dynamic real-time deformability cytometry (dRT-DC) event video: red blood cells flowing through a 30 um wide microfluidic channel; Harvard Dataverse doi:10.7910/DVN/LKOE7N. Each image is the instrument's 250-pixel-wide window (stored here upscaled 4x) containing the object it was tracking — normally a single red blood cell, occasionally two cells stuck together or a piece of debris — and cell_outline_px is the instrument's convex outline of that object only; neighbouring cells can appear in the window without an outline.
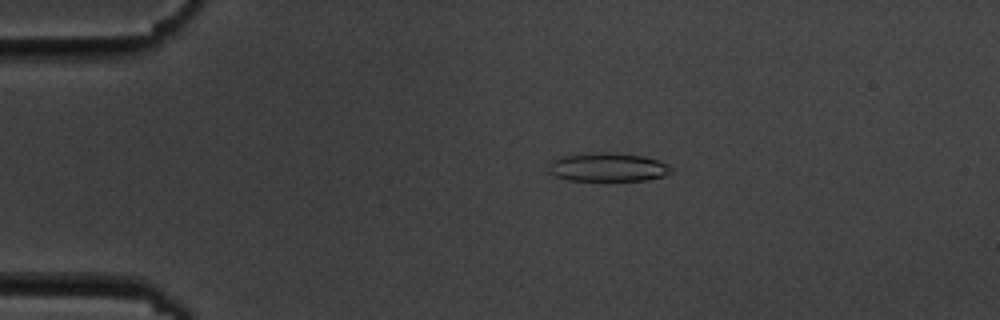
{"species": "common noctule bat (a hibernating species)", "species_latin": "Nyctalus noctula", "temperature_condition": "cold", "stored_images_in_passage": 6, "camera_frame_rate_fps": 3000, "um_per_image_px": 0.085, "animal": {"sex": "male", "body_mass_g": 19.5, "forearm_length_mm": 54.6}, "frame": {"image": 1, "passage_image": 4, "time_ms": 3.333, "image_size_px": [1000, 320], "cell_outline_px": [[672, 172], [664, 176], [648, 180], [568, 180], [556, 176], [548, 172], [548, 164], [552, 160], [560, 156], [596, 152], [612, 152], [644, 156], [668, 164], [672, 168]], "centroid_in_image_um": [51.65, 14.2], "position_along_channel_um": 33.3, "area_um2": 20.58}}
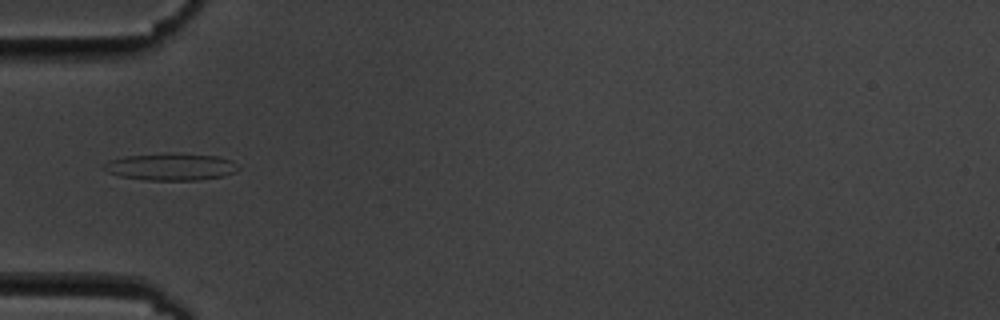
{"frame": {"image": 2, "passage_image": 6, "time_ms": 5.667, "image_size_px": [1000, 320], "cell_outline_px": [[240, 168], [236, 172], [224, 176], [200, 180], [148, 180], [120, 176], [108, 172], [100, 168], [100, 164], [108, 160], [124, 156], [168, 152], [172, 152], [216, 156], [232, 160]], "centroid_in_image_um": [14.49, 14.16], "position_along_channel_um": 70.5, "area_um2": 21.73}}